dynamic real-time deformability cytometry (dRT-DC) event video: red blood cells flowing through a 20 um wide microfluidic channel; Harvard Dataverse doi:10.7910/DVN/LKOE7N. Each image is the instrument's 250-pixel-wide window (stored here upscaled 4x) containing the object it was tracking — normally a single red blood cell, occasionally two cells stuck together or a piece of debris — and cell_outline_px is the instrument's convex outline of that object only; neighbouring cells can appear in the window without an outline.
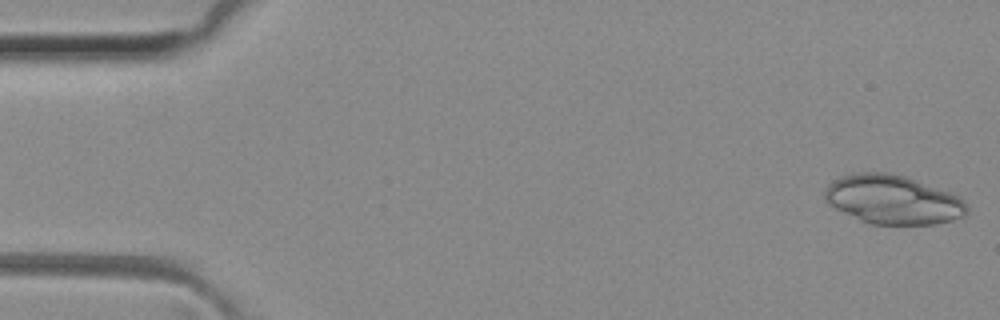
{"species": "common noctule bat (a hibernating species)", "species_latin": "Nyctalus noctula", "temperature_condition": "room temperature", "stored_images_in_passage": 49, "segment_of_instrument_passage": [1, 2], "camera_frame_rate_fps": 3000, "um_per_image_px": 0.085, "animal": {"sex": "female", "body_mass_g": 29.2, "forearm_length_mm": 56.3}, "frame": {"image": 1, "passage_image": 1, "time_ms": 0.0, "image_size_px": [1000, 320], "cell_outline_px": [[968, 212], [964, 216], [952, 220], [936, 224], [868, 224], [828, 204], [824, 200], [824, 192], [828, 184], [832, 180], [844, 176], [864, 172], [888, 172], [904, 176], [916, 180], [960, 196], [964, 200], [968, 208]], "centroid_in_image_um": [75.9, 16.97], "position_along_channel_um": 9.1, "area_um2": 40.46}}